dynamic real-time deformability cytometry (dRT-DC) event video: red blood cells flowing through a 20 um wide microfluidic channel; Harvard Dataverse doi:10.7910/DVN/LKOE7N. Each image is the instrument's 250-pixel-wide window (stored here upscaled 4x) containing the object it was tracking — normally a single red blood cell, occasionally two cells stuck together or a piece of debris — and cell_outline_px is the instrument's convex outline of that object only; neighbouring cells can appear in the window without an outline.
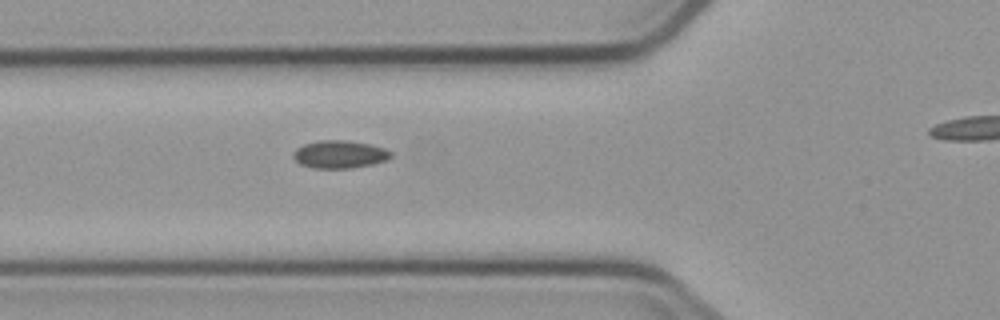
{"species": "common noctule bat (a hibernating species)", "species_latin": "Nyctalus noctula", "temperature_condition": "cold", "stored_images_in_passage": 6, "segment_of_instrument_passage": [1, 2], "camera_frame_rate_fps": 3000, "um_per_image_px": 0.085, "animal": {"sex": "male", "body_mass_g": 23.1, "forearm_length_mm": 52.7}, "frame": {"image": 1, "passage_image": 5, "time_ms": 4.667, "image_size_px": [1000, 320], "cell_outline_px": [[392, 156], [384, 160], [372, 164], [348, 168], [316, 168], [300, 164], [292, 156], [296, 148], [304, 144], [320, 140], [348, 140], [368, 144], [384, 148], [392, 152]], "centroid_in_image_um": [28.85, 13.11], "position_along_channel_um": 97.0, "area_um2": 15.61}}